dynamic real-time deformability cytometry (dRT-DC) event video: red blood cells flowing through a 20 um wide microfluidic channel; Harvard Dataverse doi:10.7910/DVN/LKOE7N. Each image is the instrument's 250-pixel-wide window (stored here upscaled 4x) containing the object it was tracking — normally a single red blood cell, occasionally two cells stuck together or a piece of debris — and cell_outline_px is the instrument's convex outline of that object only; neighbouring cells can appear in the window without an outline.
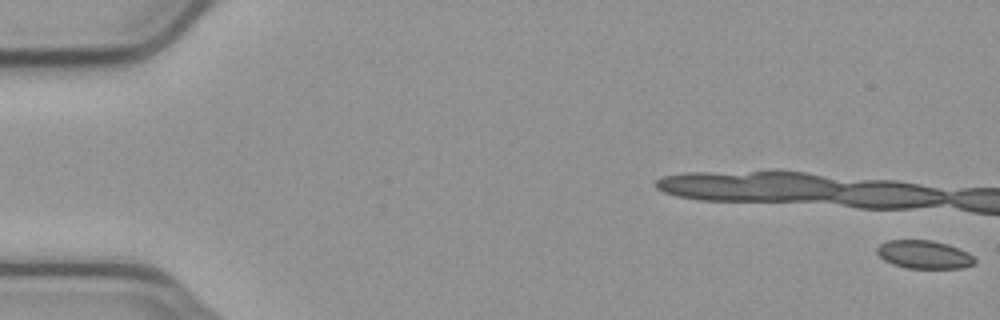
{"species": "common noctule bat (a hibernating species)", "species_latin": "Nyctalus noctula", "temperature_condition": "cold", "stored_images_in_passage": 11, "camera_frame_rate_fps": 3000, "um_per_image_px": 0.085, "animal": {"sex": "male", "body_mass_g": 23.1, "forearm_length_mm": 52.7}, "frame": {"image": 1, "passage_image": 1, "time_ms": 0.0, "image_size_px": [1000, 320], "cell_outline_px": [[976, 264], [964, 268], [908, 268], [892, 264], [884, 260], [876, 252], [876, 248], [880, 244], [888, 240], [932, 240], [948, 244], [968, 252], [976, 260]], "centroid_in_image_um": [78.56, 21.63], "position_along_channel_um": 6.4, "area_um2": 16.18}}